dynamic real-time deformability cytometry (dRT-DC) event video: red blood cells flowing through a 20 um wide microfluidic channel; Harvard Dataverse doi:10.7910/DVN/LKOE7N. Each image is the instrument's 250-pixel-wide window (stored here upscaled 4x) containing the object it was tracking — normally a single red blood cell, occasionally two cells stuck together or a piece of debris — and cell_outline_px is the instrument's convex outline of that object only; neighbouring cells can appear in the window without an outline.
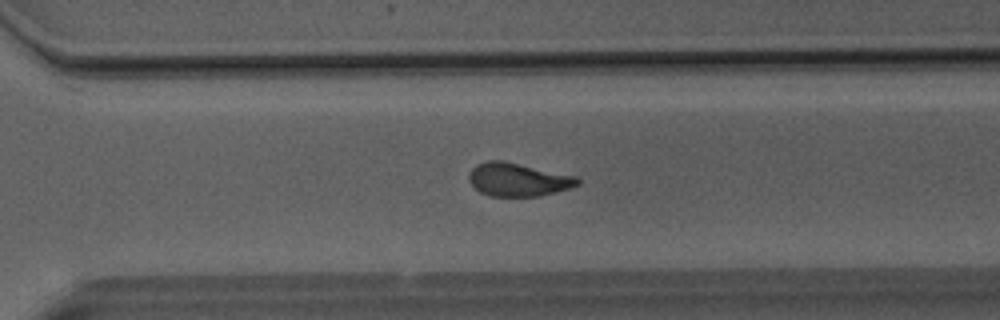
{"species": "Egyptian fruit bat (a non-hibernating species)", "species_latin": "Rousettus aegyptiacus", "temperature_condition": "room temperature", "stored_images_in_passage": 49, "segment_of_instrument_passage": [1, 2], "camera_frame_rate_fps": 3000, "um_per_image_px": 0.085, "animal": {"sex": "male"}, "frame": {"image": 1, "passage_image": 33, "time_ms": 10.667, "image_size_px": [1000, 320], "cell_outline_px": [[580, 184], [572, 188], [540, 196], [488, 196], [480, 192], [468, 180], [468, 172], [476, 164], [488, 160], [504, 160], [576, 176], [580, 180]], "centroid_in_image_um": [44.03, 15.26], "position_along_channel_um": 326.6, "area_um2": 21.33}}
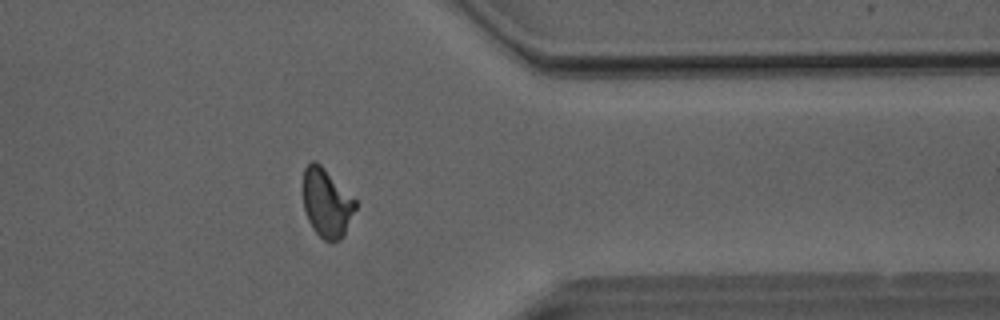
{"frame": {"image": 2, "passage_image": 38, "time_ms": 12.333, "image_size_px": [1000, 320], "cell_outline_px": [[356, 208], [344, 236], [340, 240], [332, 244], [324, 240], [312, 228], [308, 220], [304, 208], [304, 168], [312, 160], [316, 160], [356, 200]], "centroid_in_image_um": [27.78, 17.29], "position_along_channel_um": 383.6, "area_um2": 20.92}}
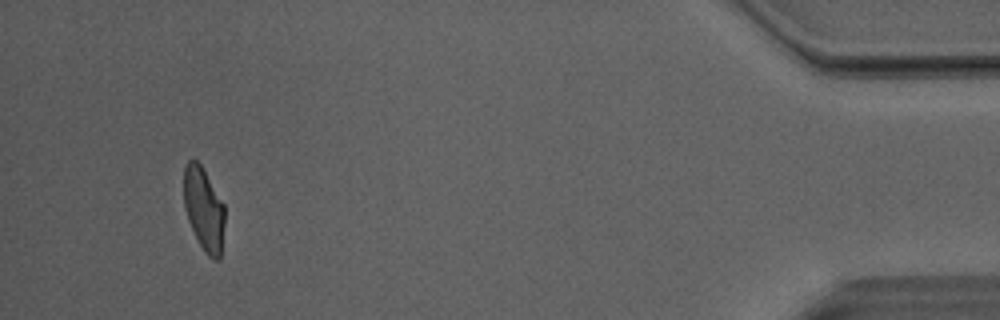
{"frame": {"image": 3, "passage_image": 45, "time_ms": 14.667, "image_size_px": [1000, 320], "cell_outline_px": [[224, 224], [220, 260], [212, 260], [208, 256], [200, 244], [188, 220], [184, 208], [184, 164], [188, 160], [196, 160], [200, 164], [224, 204]], "centroid_in_image_um": [17.32, 17.78], "position_along_channel_um": 417.9, "area_um2": 19.71}}